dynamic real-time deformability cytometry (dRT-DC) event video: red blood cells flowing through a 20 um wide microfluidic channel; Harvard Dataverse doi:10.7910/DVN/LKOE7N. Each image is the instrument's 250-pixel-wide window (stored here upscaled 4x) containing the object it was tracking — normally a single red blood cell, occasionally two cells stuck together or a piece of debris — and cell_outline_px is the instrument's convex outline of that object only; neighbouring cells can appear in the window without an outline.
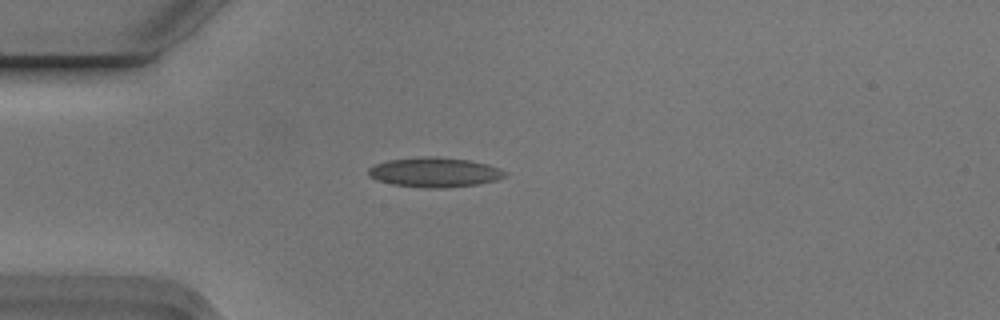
{"species": "Egyptian fruit bat (a non-hibernating species)", "species_latin": "Rousettus aegyptiacus", "temperature_condition": "cold", "stored_images_in_passage": 1, "camera_frame_rate_fps": 3000, "um_per_image_px": 0.085, "animal": {"sex": "male"}, "frame": {"image": 1, "passage_image": 1, "time_ms": 0.0, "image_size_px": [1000, 320], "cell_outline_px": [[508, 176], [496, 180], [476, 184], [440, 188], [428, 188], [392, 184], [376, 180], [368, 176], [368, 168], [376, 164], [388, 160], [420, 156], [436, 156], [468, 160], [488, 164], [500, 168], [508, 172]], "centroid_in_image_um": [36.95, 14.63], "position_along_channel_um": 48.1, "area_um2": 23.76}}